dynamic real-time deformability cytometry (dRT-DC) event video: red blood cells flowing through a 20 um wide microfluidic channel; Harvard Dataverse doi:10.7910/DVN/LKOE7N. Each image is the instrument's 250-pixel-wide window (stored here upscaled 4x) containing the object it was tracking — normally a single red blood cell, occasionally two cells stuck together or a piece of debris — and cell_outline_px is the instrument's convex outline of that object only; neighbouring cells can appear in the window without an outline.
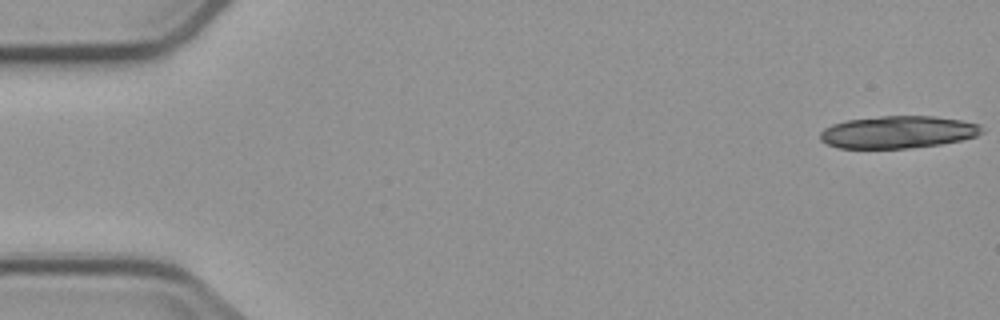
{"species": "common noctule bat (a hibernating species)", "species_latin": "Nyctalus noctula", "temperature_condition": "cold", "stored_images_in_passage": 6, "camera_frame_rate_fps": 3000, "um_per_image_px": 0.085, "animal": {"sex": "male", "body_mass_g": 23.1, "forearm_length_mm": 52.7}, "frame": {"image": 1, "passage_image": 1, "time_ms": 0.0, "image_size_px": [1000, 320], "cell_outline_px": [[984, 132], [976, 136], [960, 140], [940, 144], [908, 148], [840, 148], [828, 144], [820, 140], [820, 132], [824, 128], [832, 124], [844, 120], [880, 116], [932, 116], [960, 120], [980, 124], [984, 128]], "centroid_in_image_um": [76.32, 11.22], "position_along_channel_um": 8.7, "area_um2": 30.52}}
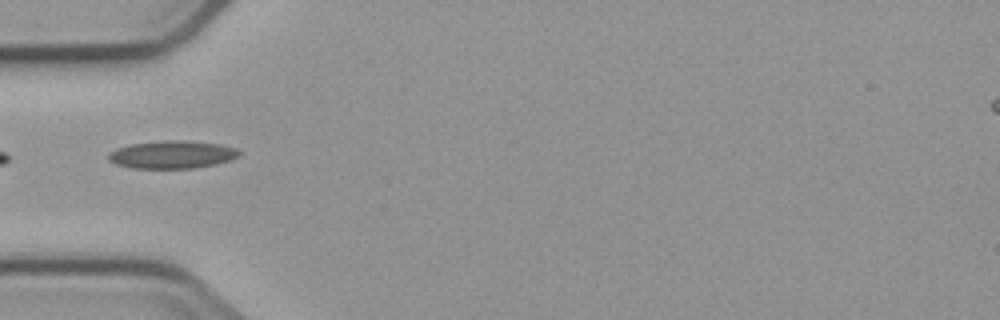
{"frame": {"image": 2, "passage_image": 6, "time_ms": 5.667, "image_size_px": [1000, 320], "cell_outline_px": [[240, 156], [216, 164], [192, 168], [132, 168], [116, 164], [108, 160], [108, 152], [116, 148], [128, 144], [164, 140], [184, 140], [220, 144], [236, 148], [240, 152]], "centroid_in_image_um": [14.59, 13.13], "position_along_channel_um": 70.4, "area_um2": 21.27}}